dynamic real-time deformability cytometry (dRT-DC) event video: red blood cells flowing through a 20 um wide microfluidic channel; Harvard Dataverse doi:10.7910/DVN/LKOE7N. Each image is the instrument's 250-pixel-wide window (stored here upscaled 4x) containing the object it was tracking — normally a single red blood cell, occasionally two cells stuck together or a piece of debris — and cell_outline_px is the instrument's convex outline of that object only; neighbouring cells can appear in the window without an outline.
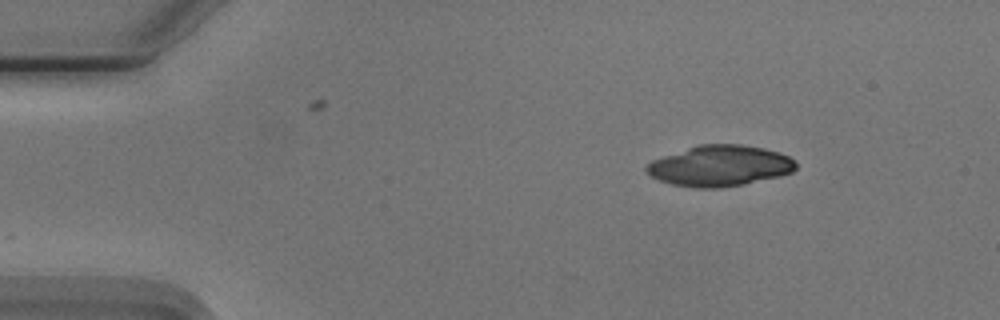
{"species": "Egyptian fruit bat (a non-hibernating species)", "species_latin": "Rousettus aegyptiacus", "temperature_condition": "cold", "stored_images_in_passage": 47, "camera_frame_rate_fps": 3000, "um_per_image_px": 0.085, "animal": {"sex": "male"}, "frame": {"image": 1, "passage_image": 1, "time_ms": 0.0, "image_size_px": [1000, 320], "cell_outline_px": [[796, 168], [792, 172], [780, 176], [744, 184], [720, 188], [696, 188], [672, 184], [660, 180], [652, 176], [644, 168], [652, 160], [700, 144], [740, 144], [764, 148], [780, 152], [796, 160]], "centroid_in_image_um": [61.23, 14.09], "position_along_channel_um": 23.8, "area_um2": 35.43}}